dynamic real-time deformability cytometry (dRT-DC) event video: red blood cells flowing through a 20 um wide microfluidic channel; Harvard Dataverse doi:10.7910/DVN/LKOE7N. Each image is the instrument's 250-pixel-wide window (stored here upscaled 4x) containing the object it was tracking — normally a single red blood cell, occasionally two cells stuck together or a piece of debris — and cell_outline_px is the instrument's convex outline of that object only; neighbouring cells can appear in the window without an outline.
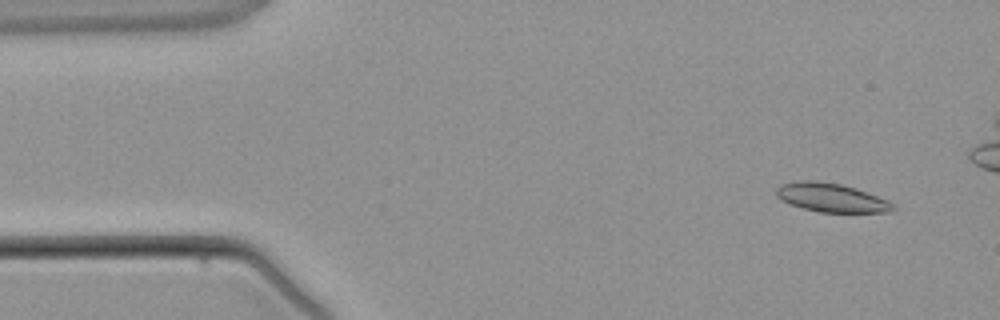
{"species": "common noctule bat (a hibernating species)", "species_latin": "Nyctalus noctula", "temperature_condition": "warm", "stored_images_in_passage": 4, "camera_frame_rate_fps": 3000, "um_per_image_px": 0.085, "animal": {"sex": "male", "body_mass_g": 21.5, "forearm_length_mm": 52.0}, "frame": {"image": 1, "passage_image": 1, "time_ms": 0.0, "image_size_px": [1000, 320], "cell_outline_px": [[896, 208], [888, 212], [820, 212], [788, 204], [776, 196], [776, 188], [784, 184], [808, 180], [816, 180], [840, 184], [856, 188], [888, 200]], "centroid_in_image_um": [70.66, 16.8], "position_along_channel_um": 14.3, "area_um2": 19.31}}